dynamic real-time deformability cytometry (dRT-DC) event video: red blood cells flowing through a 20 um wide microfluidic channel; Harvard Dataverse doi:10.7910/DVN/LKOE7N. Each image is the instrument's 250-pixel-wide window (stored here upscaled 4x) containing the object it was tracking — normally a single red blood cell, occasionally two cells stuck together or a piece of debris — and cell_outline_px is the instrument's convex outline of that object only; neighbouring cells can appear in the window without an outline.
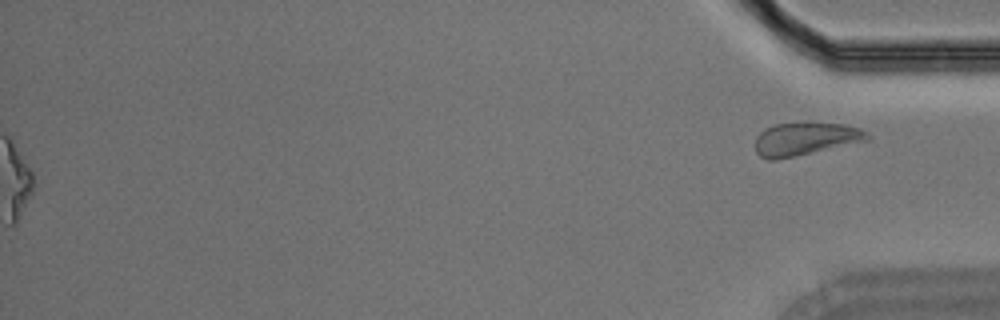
{"species": "Egyptian fruit bat (a non-hibernating species)", "species_latin": "Rousettus aegyptiacus", "temperature_condition": "room temperature", "stored_images_in_passage": 27, "segment_of_instrument_passage": [2, 2], "camera_frame_rate_fps": 3000, "um_per_image_px": 0.085, "animal": {"sex": "male"}, "frame": {"image": 1, "passage_image": 27, "time_ms": 8.667, "image_size_px": [1000, 320], "cell_outline_px": [[872, 140], [796, 156], [776, 160], [768, 160], [760, 156], [756, 152], [756, 136], [764, 128], [776, 124], [808, 120], [812, 120], [844, 124], [860, 128], [868, 132], [872, 136]], "centroid_in_image_um": [68.52, 11.77], "position_along_channel_um": 366.7, "area_um2": 22.54}}